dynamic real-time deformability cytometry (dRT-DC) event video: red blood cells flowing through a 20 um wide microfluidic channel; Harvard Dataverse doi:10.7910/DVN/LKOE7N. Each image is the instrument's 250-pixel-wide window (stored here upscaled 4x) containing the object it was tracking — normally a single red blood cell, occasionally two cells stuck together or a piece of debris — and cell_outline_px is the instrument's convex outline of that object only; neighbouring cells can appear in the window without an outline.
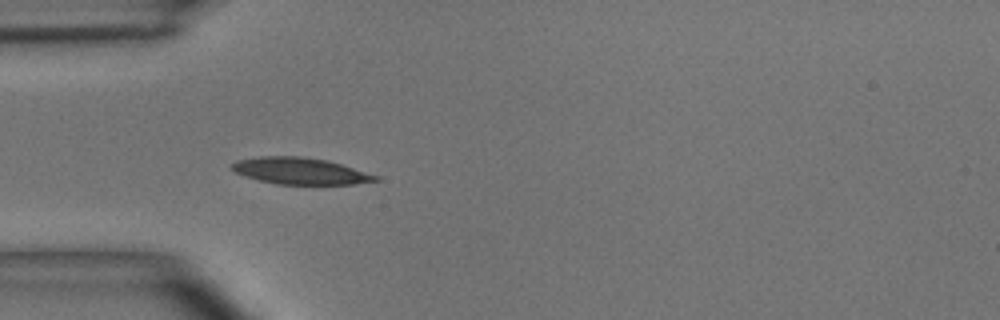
{"species": "common noctule bat (a hibernating species)", "species_latin": "Nyctalus noctula", "temperature_condition": "room temperature", "stored_images_in_passage": 17, "camera_frame_rate_fps": 3000, "um_per_image_px": 0.085, "animal": {"sex": "male", "body_mass_g": 15.6}, "frame": {"image": 1, "passage_image": 1, "time_ms": 0.0, "image_size_px": [1000, 320], "cell_outline_px": [[380, 180], [356, 184], [276, 184], [260, 180], [236, 172], [228, 168], [236, 160], [260, 156], [300, 156], [328, 160], [380, 176]], "centroid_in_image_um": [25.54, 14.53], "position_along_channel_um": 59.5, "area_um2": 22.25}}
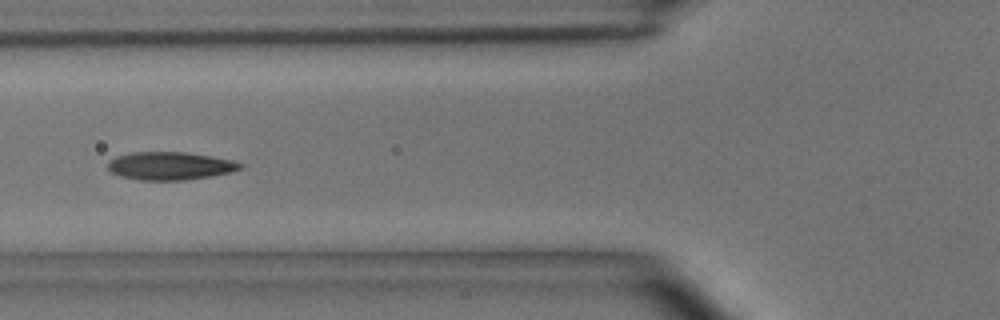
{"frame": {"image": 2, "passage_image": 5, "time_ms": 1.333, "image_size_px": [1000, 320], "cell_outline_px": [[244, 168], [212, 176], [184, 180], [140, 180], [120, 176], [108, 172], [108, 160], [116, 156], [132, 152], [184, 152], [232, 160], [244, 164]], "centroid_in_image_um": [14.41, 14.1], "position_along_channel_um": 111.4, "area_um2": 21.62}}